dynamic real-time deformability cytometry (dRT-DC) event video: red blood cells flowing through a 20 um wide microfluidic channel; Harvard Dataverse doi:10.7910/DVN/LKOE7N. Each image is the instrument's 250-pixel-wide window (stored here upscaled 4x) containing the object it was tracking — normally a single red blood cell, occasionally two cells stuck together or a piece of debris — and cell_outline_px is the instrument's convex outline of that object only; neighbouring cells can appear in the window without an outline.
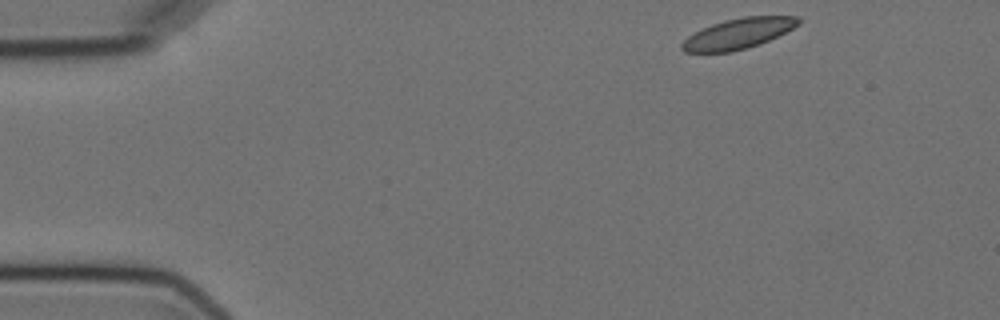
{"species": "Egyptian fruit bat (a non-hibernating species)", "species_latin": "Rousettus aegyptiacus", "temperature_condition": "cold", "stored_images_in_passage": 5, "camera_frame_rate_fps": 3000, "um_per_image_px": 0.085, "animal": {"sex": "female"}, "frame": {"image": 1, "passage_image": 1, "time_ms": 0.0, "image_size_px": [1000, 320], "cell_outline_px": [[800, 24], [760, 44], [732, 52], [684, 52], [680, 48], [680, 44], [688, 36], [712, 24], [724, 20], [744, 16], [796, 16], [800, 20]], "centroid_in_image_um": [62.72, 2.86], "position_along_channel_um": 22.3, "area_um2": 20.46}}
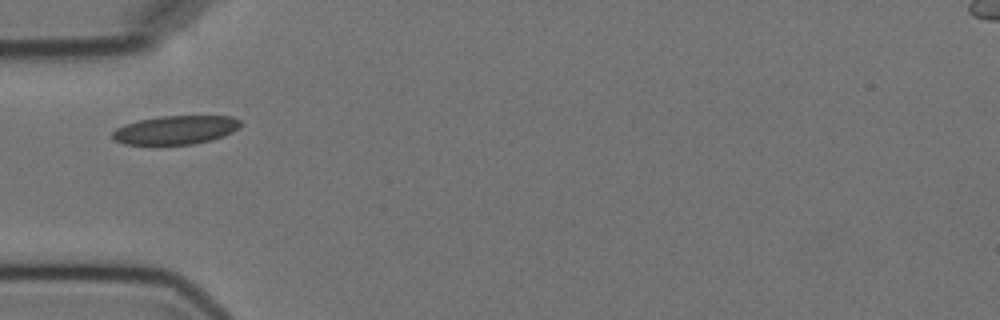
{"frame": {"image": 2, "passage_image": 4, "time_ms": 3.667, "image_size_px": [1000, 320], "cell_outline_px": [[240, 128], [224, 136], [212, 140], [192, 144], [124, 144], [116, 140], [112, 136], [112, 132], [116, 128], [124, 124], [140, 120], [160, 116], [232, 116], [240, 120]], "centroid_in_image_um": [14.95, 11.04], "position_along_channel_um": 70.0, "area_um2": 21.33}}
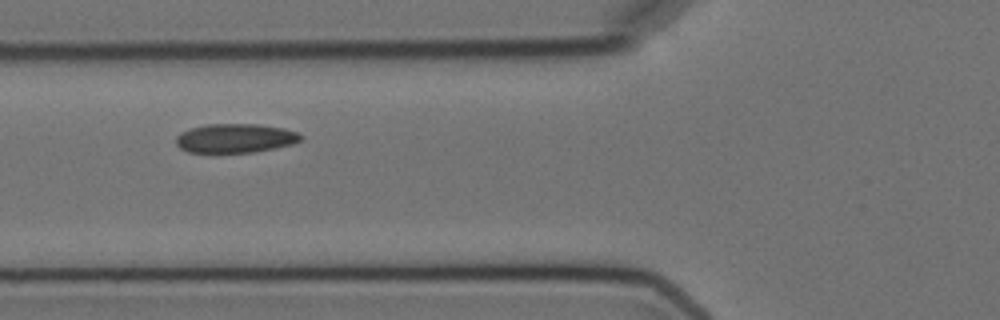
{"frame": {"image": 3, "passage_image": 5, "time_ms": 4.667, "image_size_px": [1000, 320], "cell_outline_px": [[304, 136], [300, 140], [292, 144], [252, 152], [188, 152], [180, 148], [176, 144], [176, 136], [180, 132], [204, 124], [260, 124], [284, 128], [296, 132]], "centroid_in_image_um": [19.98, 11.73], "position_along_channel_um": 105.8, "area_um2": 21.04}}